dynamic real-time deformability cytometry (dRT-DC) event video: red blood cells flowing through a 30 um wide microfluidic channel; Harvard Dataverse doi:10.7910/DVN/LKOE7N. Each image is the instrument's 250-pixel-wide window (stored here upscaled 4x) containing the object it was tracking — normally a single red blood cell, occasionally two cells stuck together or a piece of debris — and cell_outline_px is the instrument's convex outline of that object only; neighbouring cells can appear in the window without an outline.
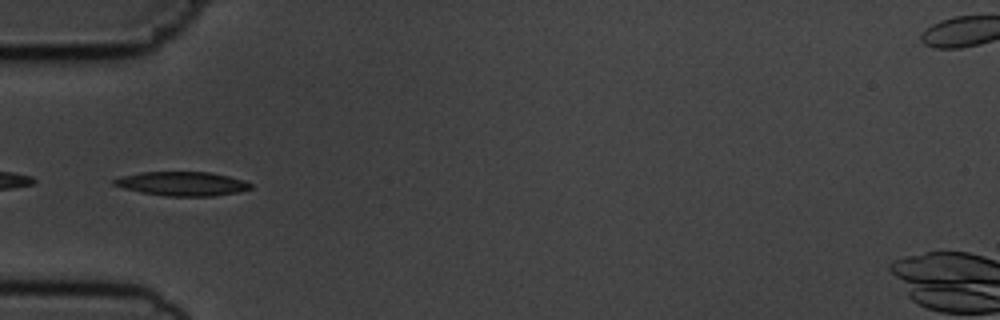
{"species": "common noctule bat (a hibernating species)", "species_latin": "Nyctalus noctula", "temperature_condition": "cold", "stored_images_in_passage": 6, "camera_frame_rate_fps": 3000, "um_per_image_px": 0.085, "animal": {"sex": "male", "body_mass_g": 19.5, "forearm_length_mm": 54.6}, "frame": {"image": 1, "passage_image": 4, "time_ms": 4.333, "image_size_px": [1000, 320], "cell_outline_px": [[252, 188], [240, 192], [212, 196], [164, 196], [140, 192], [124, 188], [112, 184], [112, 180], [120, 176], [140, 172], [208, 172], [228, 176], [244, 180], [252, 184]], "centroid_in_image_um": [15.47, 15.62], "position_along_channel_um": 69.5, "area_um2": 19.25}}
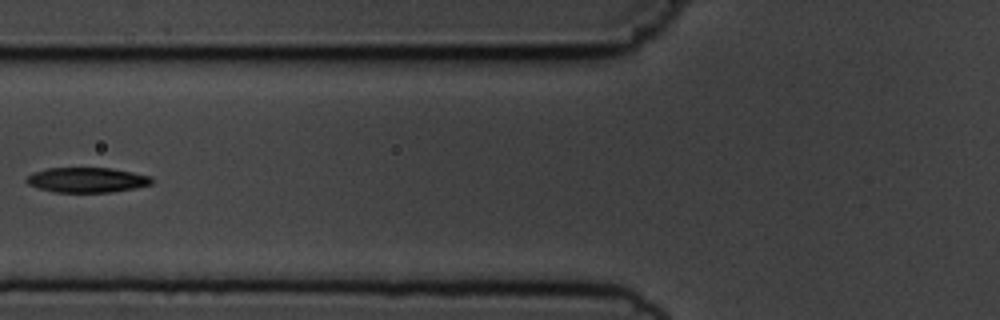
{"frame": {"image": 2, "passage_image": 5, "time_ms": 5.667, "image_size_px": [1000, 320], "cell_outline_px": [[152, 184], [132, 188], [108, 192], [52, 192], [28, 184], [24, 180], [28, 176], [36, 172], [48, 168], [112, 168], [152, 176]], "centroid_in_image_um": [7.39, 15.29], "position_along_channel_um": 118.4, "area_um2": 18.03}}
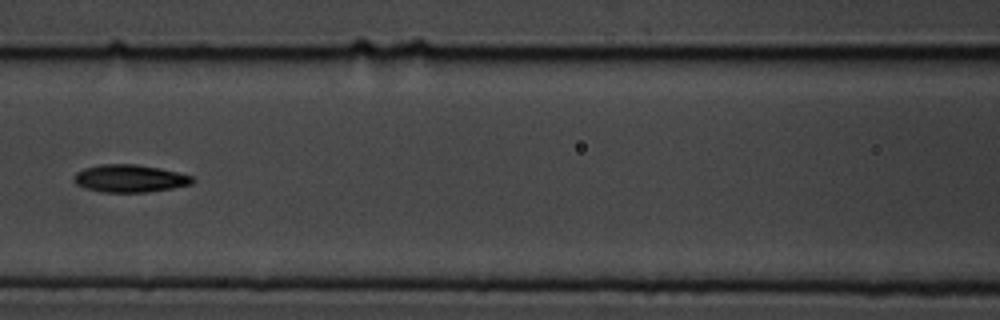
{"frame": {"image": 3, "passage_image": 6, "time_ms": 6.667, "image_size_px": [1000, 320], "cell_outline_px": [[196, 180], [192, 184], [172, 188], [144, 192], [104, 192], [84, 188], [76, 184], [72, 180], [72, 176], [76, 172], [84, 168], [100, 164], [136, 164], [160, 168], [192, 176]], "centroid_in_image_um": [10.99, 15.16], "position_along_channel_um": 155.6, "area_um2": 19.13}}